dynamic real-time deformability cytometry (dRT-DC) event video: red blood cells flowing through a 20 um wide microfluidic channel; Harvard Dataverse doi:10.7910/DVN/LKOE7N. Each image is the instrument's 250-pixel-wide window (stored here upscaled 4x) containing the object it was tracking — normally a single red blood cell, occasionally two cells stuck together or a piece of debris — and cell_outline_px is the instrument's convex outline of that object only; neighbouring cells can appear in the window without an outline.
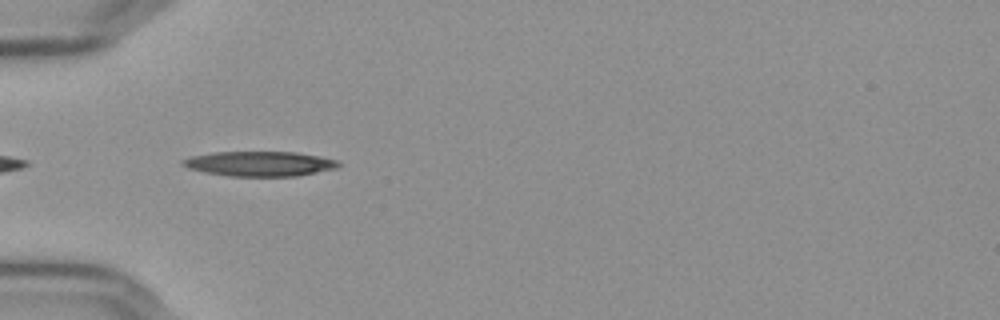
{"species": "Egyptian fruit bat (a non-hibernating species)", "species_latin": "Rousettus aegyptiacus", "temperature_condition": "cold", "stored_images_in_passage": 40, "camera_frame_rate_fps": 3000, "um_per_image_px": 0.085, "frame": {"image": 1, "passage_image": 2, "time_ms": 0.333, "image_size_px": [1000, 320], "cell_outline_px": [[340, 164], [336, 168], [296, 176], [228, 176], [204, 172], [188, 168], [180, 164], [180, 160], [192, 156], [212, 152], [296, 152], [320, 156], [336, 160]], "centroid_in_image_um": [22.02, 13.91], "position_along_channel_um": 63.0, "area_um2": 22.54}}
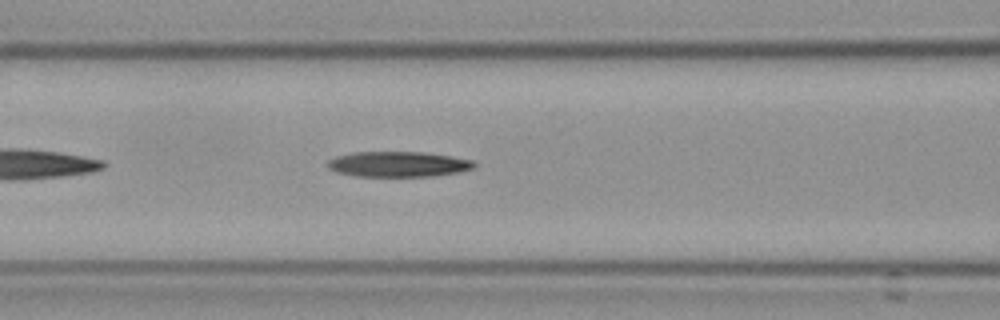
{"frame": {"image": 2, "passage_image": 8, "time_ms": 2.333, "image_size_px": [1000, 320], "cell_outline_px": [[476, 164], [472, 168], [460, 172], [432, 176], [356, 176], [336, 172], [328, 168], [328, 160], [336, 156], [352, 152], [424, 152], [452, 156], [472, 160]], "centroid_in_image_um": [33.84, 13.95], "position_along_channel_um": 132.8, "area_um2": 21.68}}
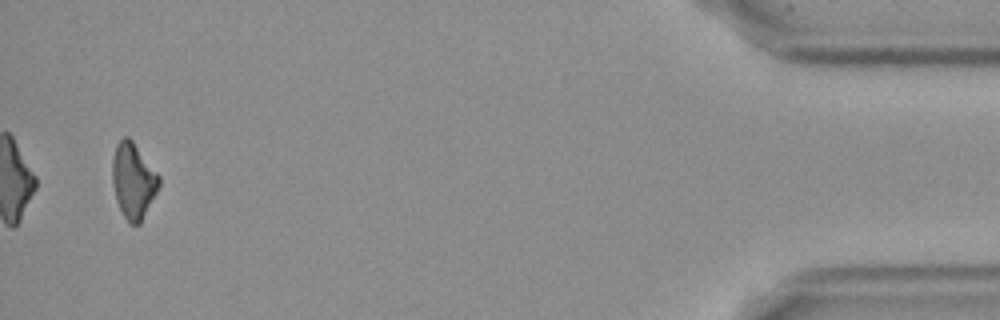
{"frame": {"image": 3, "passage_image": 38, "time_ms": 12.333, "image_size_px": [1000, 320], "cell_outline_px": [[160, 184], [140, 224], [128, 224], [116, 200], [112, 184], [112, 160], [116, 144], [124, 136], [128, 136], [132, 140], [160, 176]], "centroid_in_image_um": [11.31, 15.35], "position_along_channel_um": 423.9, "area_um2": 20.46}, "authors_computed_cell_mechanics": {"area_um2": 21.7906, "velocity_mm_per_s": 3.6547, "shape_relaxation_time_tau1_ms": 8.6041, "shape_relaxation_time_tau2_ms": null, "deformation_change_tau1": 0.2014, "deformation_change_tau2": null}}